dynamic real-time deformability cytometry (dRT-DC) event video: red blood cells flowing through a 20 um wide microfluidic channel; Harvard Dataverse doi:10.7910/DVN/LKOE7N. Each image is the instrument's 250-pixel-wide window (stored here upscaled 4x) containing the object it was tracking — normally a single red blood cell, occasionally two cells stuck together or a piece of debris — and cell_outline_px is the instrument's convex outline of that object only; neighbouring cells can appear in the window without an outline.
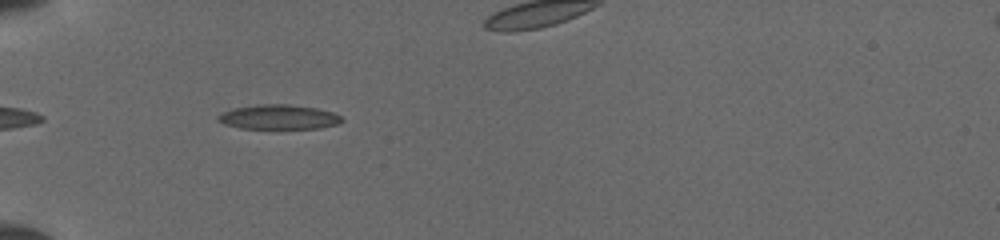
{"species": "common noctule bat (a hibernating species)", "species_latin": "Nyctalus noctula", "temperature_condition": "cold", "stored_images_in_passage": 28, "camera_frame_rate_fps": 3000, "um_per_image_px": 0.085, "animal": {"sex": "female", "body_mass_g": 19.5, "forearm_length_mm": 54.1}, "frame": {"image": 1, "passage_image": 3, "time_ms": 0.667, "image_size_px": [1000, 240], "cell_outline_px": [[344, 120], [336, 124], [320, 128], [240, 128], [224, 124], [216, 120], [216, 116], [220, 112], [232, 108], [256, 104], [288, 104], [316, 108], [332, 112], [340, 116]], "centroid_in_image_um": [23.61, 9.94], "position_along_channel_um": 61.4, "area_um2": 17.8}}
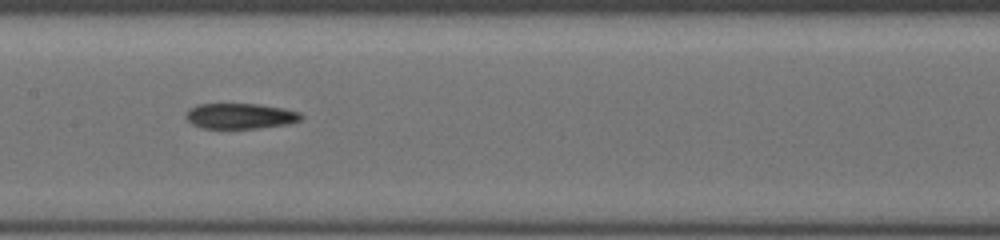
{"frame": {"image": 2, "passage_image": 11, "time_ms": 4.0, "image_size_px": [1000, 240], "cell_outline_px": [[304, 116], [300, 120], [288, 124], [256, 128], [204, 128], [192, 124], [184, 116], [188, 108], [196, 104], [260, 104], [284, 108], [300, 112]], "centroid_in_image_um": [20.41, 9.85], "position_along_channel_um": 187.0, "area_um2": 17.22}}
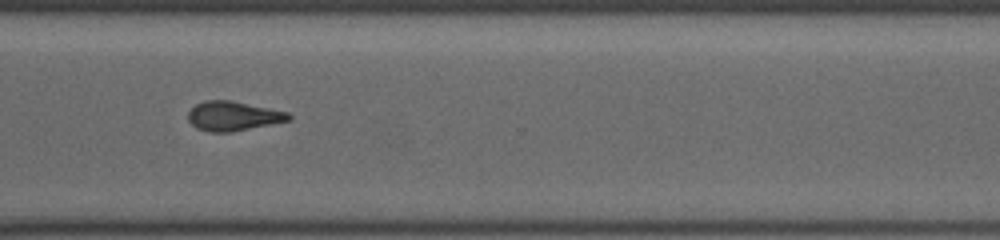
{"frame": {"image": 3, "passage_image": 22, "time_ms": 8.0, "image_size_px": [1000, 240], "cell_outline_px": [[292, 120], [228, 132], [208, 132], [196, 128], [188, 120], [188, 112], [196, 104], [204, 100], [232, 100], [288, 112], [292, 116]], "centroid_in_image_um": [19.81, 9.85], "position_along_channel_um": 350.8, "area_um2": 17.22}}